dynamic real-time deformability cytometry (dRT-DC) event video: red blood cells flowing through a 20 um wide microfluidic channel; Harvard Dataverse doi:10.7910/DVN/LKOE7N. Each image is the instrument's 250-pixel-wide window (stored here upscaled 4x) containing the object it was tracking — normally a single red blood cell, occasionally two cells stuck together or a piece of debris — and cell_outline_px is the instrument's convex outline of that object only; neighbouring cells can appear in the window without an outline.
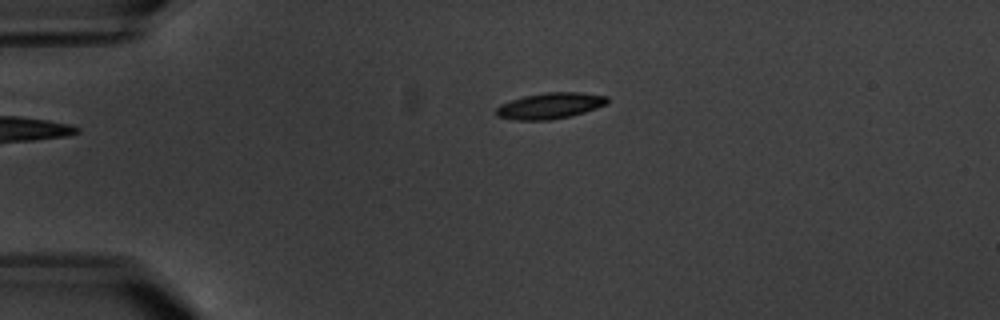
{"species": "common noctule bat (a hibernating species)", "species_latin": "Nyctalus noctula", "temperature_condition": "warm", "stored_images_in_passage": 4, "camera_frame_rate_fps": 3000, "um_per_image_px": 0.085, "animal": {"sex": "male", "body_mass_g": 20.1, "forearm_length_mm": 53.5}, "frame": {"image": 1, "passage_image": 4, "time_ms": 3.667, "image_size_px": [1000, 320], "cell_outline_px": [[608, 104], [572, 116], [548, 120], [516, 120], [496, 116], [496, 108], [500, 104], [524, 96], [544, 92], [580, 92], [608, 96]], "centroid_in_image_um": [46.77, 8.99], "position_along_channel_um": 38.2, "area_um2": 16.94}}